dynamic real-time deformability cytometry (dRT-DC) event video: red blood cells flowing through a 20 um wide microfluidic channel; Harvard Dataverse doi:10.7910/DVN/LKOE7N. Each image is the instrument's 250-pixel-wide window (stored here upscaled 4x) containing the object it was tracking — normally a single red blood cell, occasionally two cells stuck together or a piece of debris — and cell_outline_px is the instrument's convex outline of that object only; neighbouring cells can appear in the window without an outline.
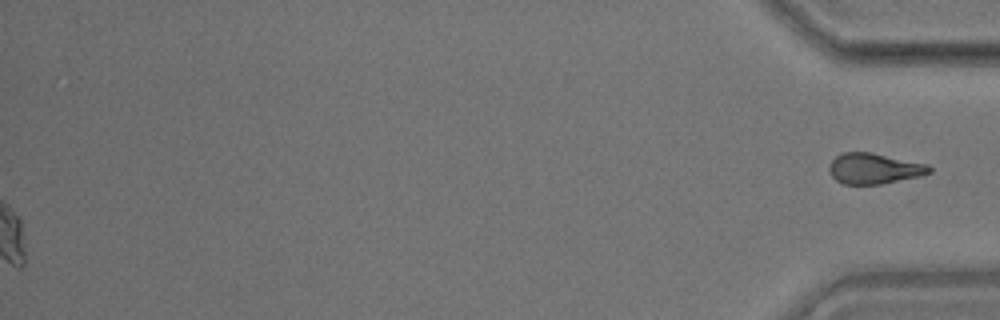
{"species": "common noctule bat (a hibernating species)", "species_latin": "Nyctalus noctula", "temperature_condition": "room temperature", "stored_images_in_passage": 53, "segment_of_instrument_passage": [2, 2], "camera_frame_rate_fps": 3000, "um_per_image_px": 0.085, "animal": {"sex": "male", "body_mass_g": 17.9}, "frame": {"image": 1, "passage_image": 53, "time_ms": 17.333, "image_size_px": [1000, 320], "cell_outline_px": [[932, 172], [920, 176], [880, 184], [844, 184], [836, 180], [832, 176], [828, 168], [832, 160], [836, 156], [844, 152], [872, 152], [928, 164], [932, 168]], "centroid_in_image_um": [74.32, 14.32], "position_along_channel_um": 360.9, "area_um2": 17.92}}